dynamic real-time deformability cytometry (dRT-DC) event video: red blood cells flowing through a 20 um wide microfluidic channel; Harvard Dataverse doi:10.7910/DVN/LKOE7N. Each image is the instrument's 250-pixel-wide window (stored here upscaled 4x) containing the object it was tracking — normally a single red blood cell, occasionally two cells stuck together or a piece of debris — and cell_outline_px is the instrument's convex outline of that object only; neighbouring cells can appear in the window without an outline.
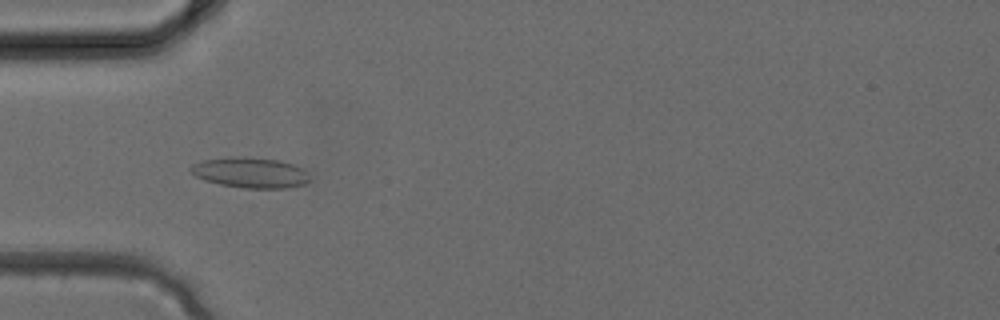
{"species": "common noctule bat (a hibernating species)", "species_latin": "Nyctalus noctula", "temperature_condition": "cold", "stored_images_in_passage": 2, "camera_frame_rate_fps": 3000, "um_per_image_px": 0.085, "animal": {"sex": "female", "body_mass_g": 24.6, "forearm_length_mm": 56.2}, "frame": {"image": 1, "passage_image": 2, "time_ms": 0.333, "image_size_px": [1000, 320], "cell_outline_px": [[308, 180], [304, 184], [284, 188], [244, 188], [220, 184], [204, 180], [196, 176], [188, 168], [192, 164], [204, 160], [232, 156], [236, 156], [280, 160], [292, 164], [300, 168], [308, 176]], "centroid_in_image_um": [21.22, 14.67], "position_along_channel_um": 63.8, "area_um2": 20.87}}